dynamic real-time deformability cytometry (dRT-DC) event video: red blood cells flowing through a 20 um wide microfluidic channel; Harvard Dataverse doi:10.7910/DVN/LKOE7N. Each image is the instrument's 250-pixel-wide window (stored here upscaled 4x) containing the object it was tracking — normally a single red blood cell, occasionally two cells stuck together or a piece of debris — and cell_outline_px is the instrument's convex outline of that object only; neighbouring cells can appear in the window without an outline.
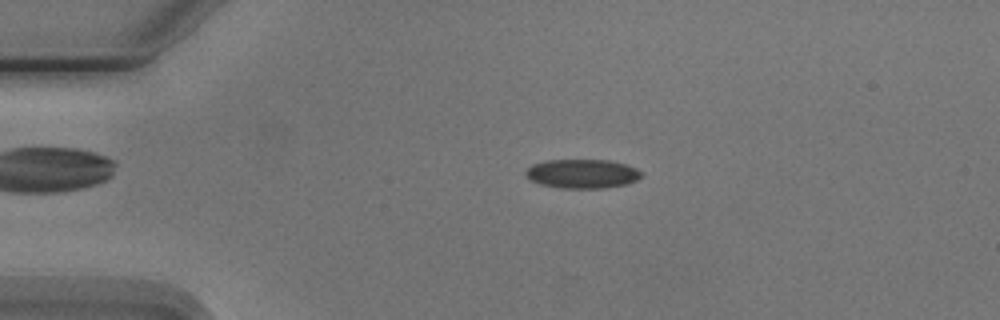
{"species": "Egyptian fruit bat (a non-hibernating species)", "species_latin": "Rousettus aegyptiacus", "temperature_condition": "cold", "stored_images_in_passage": 3, "camera_frame_rate_fps": 3000, "um_per_image_px": 0.085, "animal": {"sex": "male"}, "frame": {"image": 1, "passage_image": 2, "time_ms": 1.0, "image_size_px": [1000, 320], "cell_outline_px": [[644, 176], [628, 184], [604, 188], [560, 188], [540, 184], [532, 180], [524, 172], [532, 164], [548, 160], [608, 160], [628, 164], [644, 172]], "centroid_in_image_um": [49.56, 14.76], "position_along_channel_um": 35.4, "area_um2": 19.77}}